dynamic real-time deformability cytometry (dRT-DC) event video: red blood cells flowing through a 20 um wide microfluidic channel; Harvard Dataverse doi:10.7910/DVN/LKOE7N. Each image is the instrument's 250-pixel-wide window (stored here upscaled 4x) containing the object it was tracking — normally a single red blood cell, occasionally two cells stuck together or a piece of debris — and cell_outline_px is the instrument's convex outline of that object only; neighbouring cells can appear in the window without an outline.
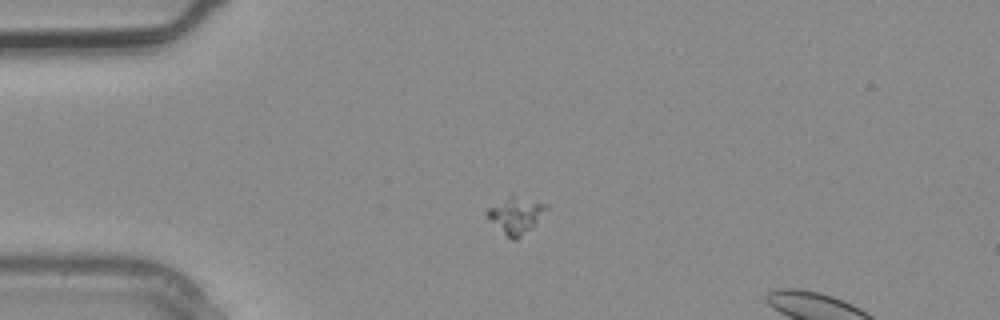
{"species": "common noctule bat (a hibernating species)", "species_latin": "Nyctalus noctula", "temperature_condition": "warm", "stored_images_in_passage": 3, "segment_of_instrument_passage": [1, 2], "camera_frame_rate_fps": 3000, "um_per_image_px": 0.085, "animal": {"sex": "male", "body_mass_g": 20.4}, "frame": {"image": 1, "passage_image": 2, "time_ms": 0.333, "image_size_px": [1000, 320], "cell_outline_px": [[548, 208], [516, 240], [512, 240], [484, 212], [488, 208], [512, 196], [548, 204]], "centroid_in_image_um": [43.84, 18.28], "position_along_channel_um": 41.2, "area_um2": 11.33}}